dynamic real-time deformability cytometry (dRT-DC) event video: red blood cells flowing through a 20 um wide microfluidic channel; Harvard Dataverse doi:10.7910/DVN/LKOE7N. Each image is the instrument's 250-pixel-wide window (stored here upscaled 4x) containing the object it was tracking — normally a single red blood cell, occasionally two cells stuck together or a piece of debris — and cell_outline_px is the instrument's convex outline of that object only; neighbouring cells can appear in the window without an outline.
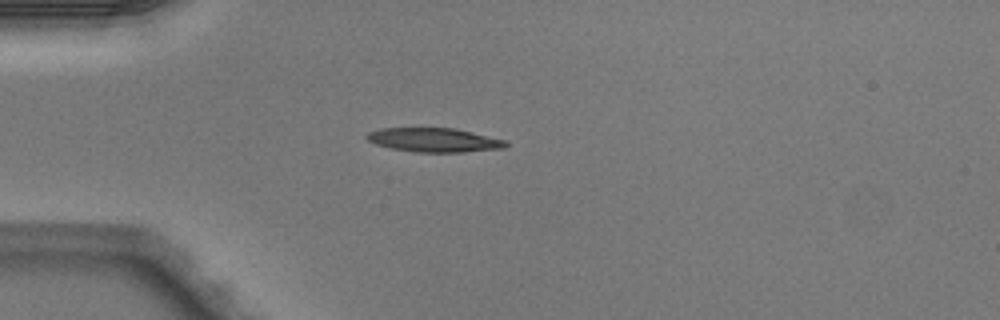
{"species": "Egyptian fruit bat (a non-hibernating species)", "species_latin": "Rousettus aegyptiacus", "temperature_condition": "warm", "stored_images_in_passage": 3, "camera_frame_rate_fps": 3000, "um_per_image_px": 0.085, "animal": {"sex": "male"}, "frame": {"image": 1, "passage_image": 2, "time_ms": 0.333, "image_size_px": [1000, 320], "cell_outline_px": [[508, 144], [504, 148], [464, 152], [416, 152], [392, 148], [376, 144], [368, 140], [364, 136], [368, 132], [380, 128], [456, 128], [508, 140]], "centroid_in_image_um": [36.93, 11.89], "position_along_channel_um": 48.1, "area_um2": 19.59}}